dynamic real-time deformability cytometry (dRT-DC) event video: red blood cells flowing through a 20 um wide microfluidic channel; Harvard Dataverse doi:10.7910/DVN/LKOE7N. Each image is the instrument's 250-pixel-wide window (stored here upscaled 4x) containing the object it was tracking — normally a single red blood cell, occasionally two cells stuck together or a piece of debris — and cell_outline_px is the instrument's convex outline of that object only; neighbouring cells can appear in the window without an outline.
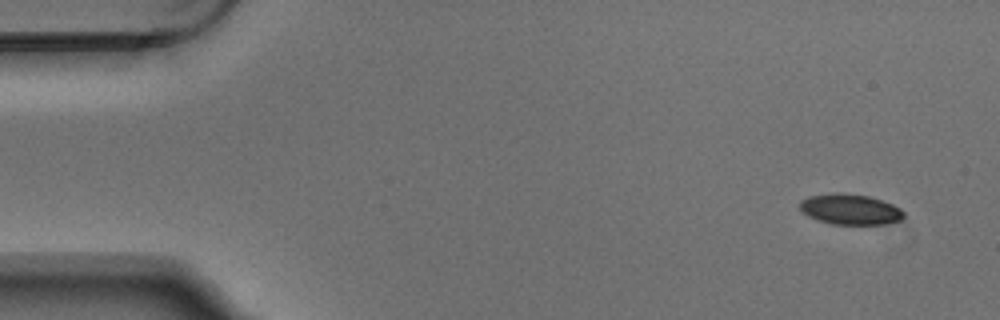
{"species": "Egyptian fruit bat (a non-hibernating species)", "species_latin": "Rousettus aegyptiacus", "temperature_condition": "warm", "stored_images_in_passage": 4, "camera_frame_rate_fps": 3000, "um_per_image_px": 0.085, "animal": {"sex": "male"}, "frame": {"image": 1, "passage_image": 1, "time_ms": 0.0, "image_size_px": [1000, 320], "cell_outline_px": [[904, 216], [900, 220], [880, 224], [832, 224], [808, 216], [800, 208], [800, 200], [808, 196], [836, 192], [868, 196], [892, 204], [900, 208], [904, 212]], "centroid_in_image_um": [72.25, 17.78], "position_along_channel_um": 12.8, "area_um2": 18.26}}
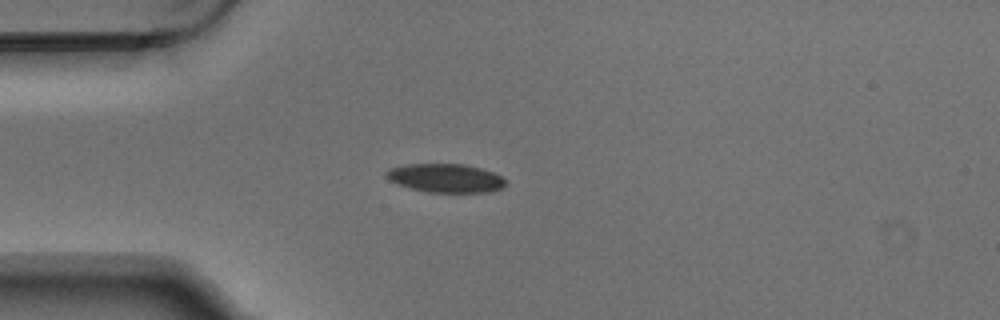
{"frame": {"image": 2, "passage_image": 4, "time_ms": 1.0, "image_size_px": [1000, 320], "cell_outline_px": [[508, 184], [500, 188], [488, 192], [428, 192], [412, 188], [388, 180], [384, 172], [388, 168], [404, 164], [464, 164], [480, 168], [492, 172], [500, 176]], "centroid_in_image_um": [37.84, 15.13], "position_along_channel_um": 47.2, "area_um2": 19.83}}